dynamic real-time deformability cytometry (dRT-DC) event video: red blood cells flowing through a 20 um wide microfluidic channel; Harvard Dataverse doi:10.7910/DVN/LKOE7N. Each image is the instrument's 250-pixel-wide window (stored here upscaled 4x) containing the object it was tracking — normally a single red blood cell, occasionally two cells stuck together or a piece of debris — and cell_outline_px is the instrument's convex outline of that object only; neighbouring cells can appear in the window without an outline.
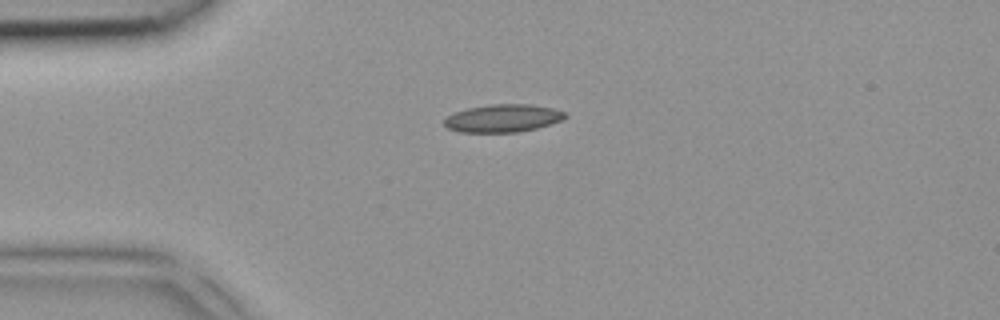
{"species": "common noctule bat (a hibernating species)", "species_latin": "Nyctalus noctula", "temperature_condition": "room temperature", "stored_images_in_passage": 2, "camera_frame_rate_fps": 3000, "um_per_image_px": 0.085, "animal": {"sex": "female", "body_mass_g": 18.4}, "frame": {"image": 1, "passage_image": 1, "time_ms": 0.0, "image_size_px": [1000, 320], "cell_outline_px": [[568, 116], [560, 120], [536, 128], [520, 132], [460, 132], [448, 128], [444, 124], [444, 120], [452, 112], [468, 108], [492, 104], [528, 104], [552, 108], [564, 112]], "centroid_in_image_um": [42.71, 10.05], "position_along_channel_um": 42.3, "area_um2": 19.42}}